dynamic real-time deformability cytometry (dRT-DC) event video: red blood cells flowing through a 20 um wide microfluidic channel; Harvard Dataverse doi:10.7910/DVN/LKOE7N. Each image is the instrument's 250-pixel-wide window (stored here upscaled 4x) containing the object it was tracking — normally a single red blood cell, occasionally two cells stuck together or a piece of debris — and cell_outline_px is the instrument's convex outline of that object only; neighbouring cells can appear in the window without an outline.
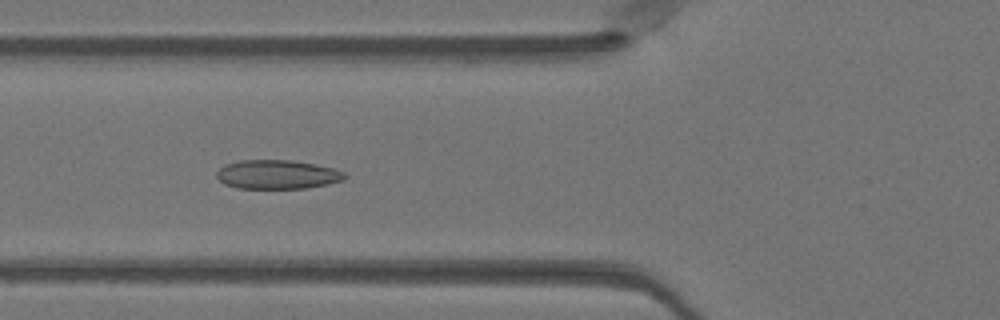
{"species": "Egyptian fruit bat (a non-hibernating species)", "species_latin": "Rousettus aegyptiacus", "temperature_condition": "warm", "stored_images_in_passage": 38, "camera_frame_rate_fps": 3000, "um_per_image_px": 0.085, "animal": {"sex": "female"}, "frame": {"image": 1, "passage_image": 7, "time_ms": 2.0, "image_size_px": [1000, 320], "cell_outline_px": [[348, 176], [344, 180], [328, 184], [308, 188], [236, 188], [224, 184], [216, 176], [216, 172], [224, 164], [240, 160], [292, 160], [316, 164], [332, 168], [344, 172]], "centroid_in_image_um": [23.57, 14.83], "position_along_channel_um": 102.2, "area_um2": 21.79}}
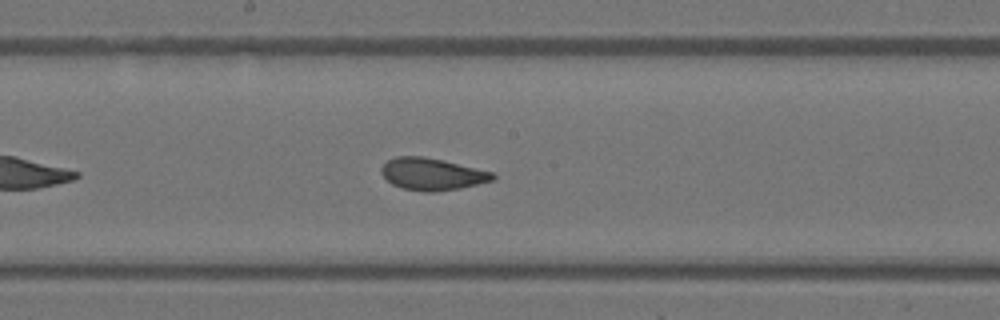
{"frame": {"image": 2, "passage_image": 15, "time_ms": 4.667, "image_size_px": [1000, 320], "cell_outline_px": [[496, 176], [492, 180], [460, 188], [436, 192], [424, 192], [400, 188], [392, 184], [380, 172], [380, 168], [388, 160], [396, 156], [424, 156], [444, 160], [496, 172]], "centroid_in_image_um": [36.74, 14.79], "position_along_channel_um": 211.5, "area_um2": 21.04}}
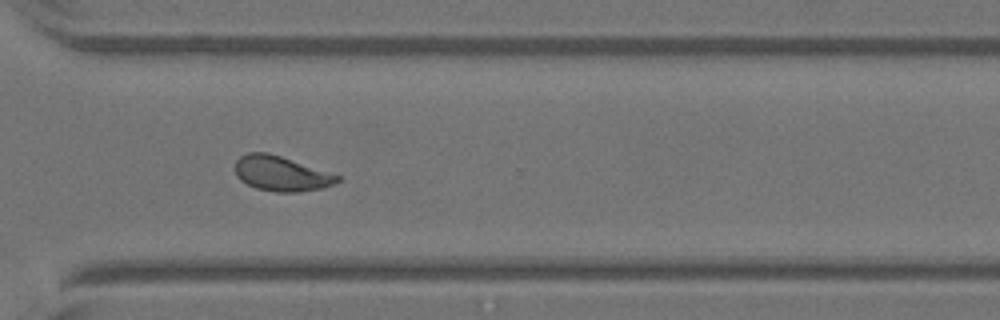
{"frame": {"image": 3, "passage_image": 25, "time_ms": 8.0, "image_size_px": [1000, 320], "cell_outline_px": [[340, 180], [332, 184], [320, 188], [296, 192], [276, 192], [256, 188], [240, 180], [236, 176], [236, 160], [240, 156], [248, 152], [268, 152], [340, 176]], "centroid_in_image_um": [23.85, 14.75], "position_along_channel_um": 346.7, "area_um2": 20.46}, "authors_computed_cell_mechanics": {"area_um2": 20.9525, "velocity_mm_per_s": 4.0893, "shape_relaxation_time_tau1_ms": 7.0647, "shape_relaxation_time_tau2_ms": 1.1683, "deformation_change_tau1": 0.1993, "deformation_change_tau2": 0.0707}}